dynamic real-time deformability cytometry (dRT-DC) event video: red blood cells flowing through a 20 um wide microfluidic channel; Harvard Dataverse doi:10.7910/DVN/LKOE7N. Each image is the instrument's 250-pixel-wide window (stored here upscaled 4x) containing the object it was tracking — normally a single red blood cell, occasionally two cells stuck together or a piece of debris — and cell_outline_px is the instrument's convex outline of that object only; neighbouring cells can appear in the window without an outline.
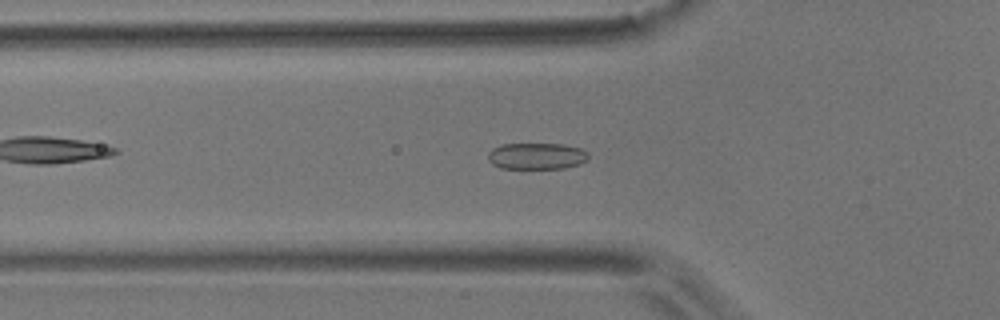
{"species": "common noctule bat (a hibernating species)", "species_latin": "Nyctalus noctula", "temperature_condition": "room temperature", "stored_images_in_passage": 48, "camera_frame_rate_fps": 3000, "um_per_image_px": 0.085, "animal": {"sex": "male", "body_mass_g": 17.9}, "frame": {"image": 1, "passage_image": 11, "time_ms": 3.333, "image_size_px": [1000, 320], "cell_outline_px": [[588, 160], [580, 164], [564, 168], [500, 168], [492, 164], [488, 160], [488, 152], [492, 148], [500, 144], [564, 144], [580, 148], [588, 152]], "centroid_in_image_um": [45.61, 13.26], "position_along_channel_um": 80.2, "area_um2": 15.61}}
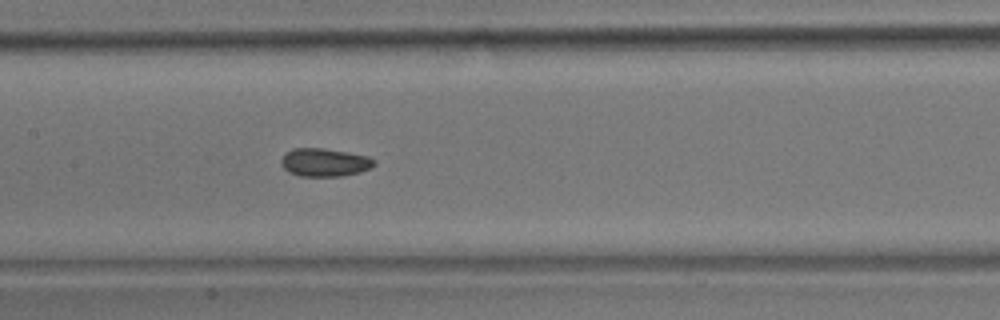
{"frame": {"image": 2, "passage_image": 19, "time_ms": 6.0, "image_size_px": [1000, 320], "cell_outline_px": [[376, 164], [360, 172], [344, 176], [300, 176], [288, 172], [280, 164], [280, 160], [284, 152], [292, 148], [324, 148], [348, 152], [368, 156], [376, 160]], "centroid_in_image_um": [27.56, 13.79], "position_along_channel_um": 179.8, "area_um2": 15.49}}
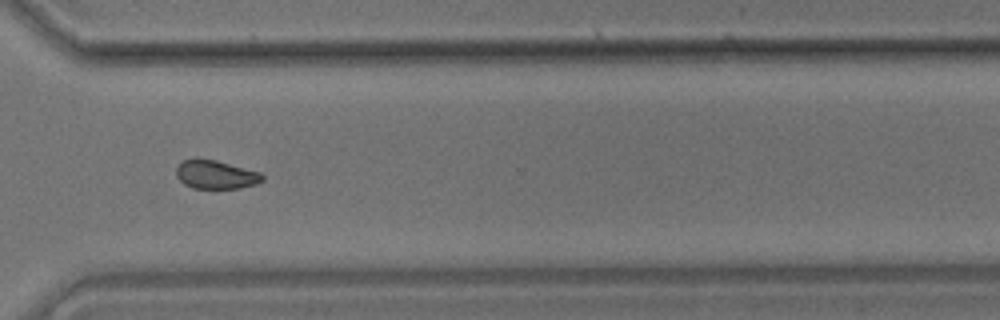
{"frame": {"image": 3, "passage_image": 33, "time_ms": 10.667, "image_size_px": [1000, 320], "cell_outline_px": [[264, 180], [256, 184], [240, 188], [192, 188], [184, 184], [176, 176], [176, 168], [184, 160], [216, 160], [260, 172], [264, 176]], "centroid_in_image_um": [18.37, 14.86], "position_along_channel_um": 352.2, "area_um2": 14.1}, "authors_computed_cell_mechanics": {"area_um2": 14.9413, "velocity_mm_per_s": 3.7024, "shape_relaxation_time_tau1_ms": 7.5615, "shape_relaxation_time_tau2_ms": 2.503, "deformation_change_tau1": 0.1164, "deformation_change_tau2": 0.0649}}